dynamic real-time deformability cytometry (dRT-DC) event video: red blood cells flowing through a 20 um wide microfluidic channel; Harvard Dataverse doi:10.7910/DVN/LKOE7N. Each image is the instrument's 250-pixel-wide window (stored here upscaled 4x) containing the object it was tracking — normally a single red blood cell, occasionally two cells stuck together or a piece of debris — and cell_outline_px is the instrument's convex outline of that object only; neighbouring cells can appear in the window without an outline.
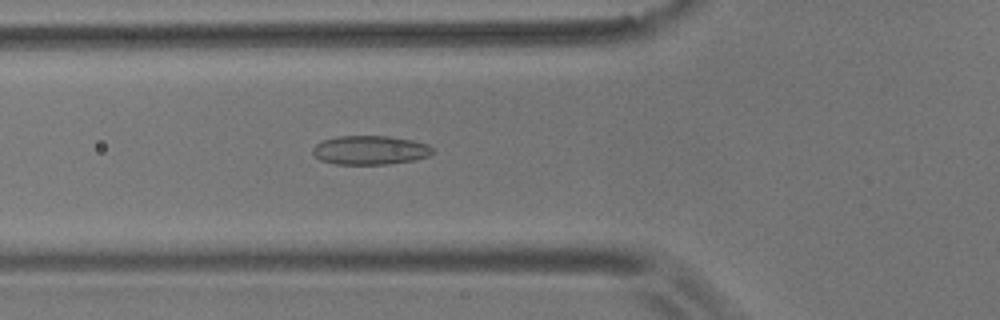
{"species": "common noctule bat (a hibernating species)", "species_latin": "Nyctalus noctula", "temperature_condition": "room temperature", "stored_images_in_passage": 41, "camera_frame_rate_fps": 3000, "um_per_image_px": 0.085, "animal": {"sex": "male", "body_mass_g": 17.9}, "frame": {"image": 1, "passage_image": 5, "time_ms": 1.333, "image_size_px": [1000, 320], "cell_outline_px": [[432, 156], [416, 160], [388, 164], [336, 164], [320, 160], [312, 152], [312, 148], [316, 144], [324, 140], [340, 136], [388, 136], [412, 140], [428, 144], [432, 148]], "centroid_in_image_um": [31.49, 12.77], "position_along_channel_um": 94.3, "area_um2": 20.29}}
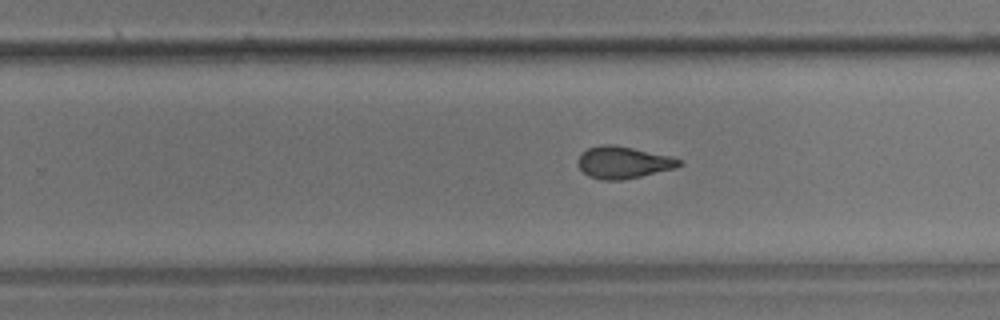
{"frame": {"image": 2, "passage_image": 20, "time_ms": 6.333, "image_size_px": [1000, 320], "cell_outline_px": [[684, 164], [676, 168], [640, 176], [620, 180], [600, 180], [588, 176], [580, 168], [580, 152], [588, 148], [600, 144], [612, 144], [672, 156], [680, 160]], "centroid_in_image_um": [52.99, 13.8], "position_along_channel_um": 276.8, "area_um2": 18.79}}
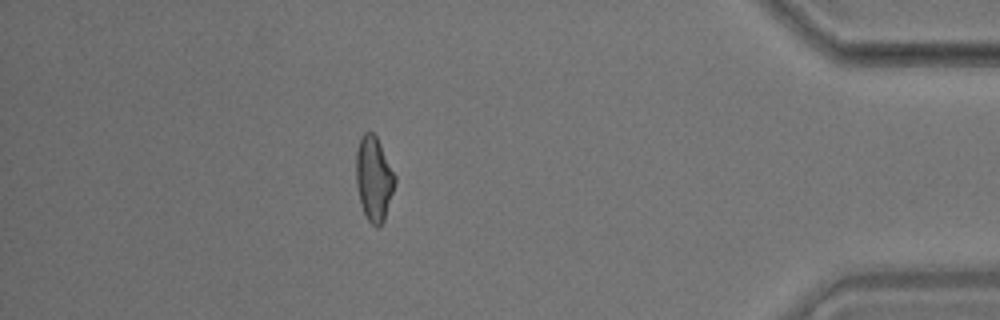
{"frame": {"image": 3, "passage_image": 34, "time_ms": 11.0, "image_size_px": [1000, 320], "cell_outline_px": [[396, 180], [384, 220], [376, 228], [368, 220], [360, 204], [356, 184], [356, 152], [360, 136], [364, 132], [372, 132], [376, 136], [396, 176]], "centroid_in_image_um": [31.76, 15.17], "position_along_channel_um": 403.4, "area_um2": 19.02}, "authors_computed_cell_mechanics": {"area_um2": 19.074, "velocity_mm_per_s": 3.6459, "shape_relaxation_time_tau1_ms": null, "shape_relaxation_time_tau2_ms": 2.107, "deformation_change_tau1": null, "deformation_change_tau2": 0.0918}}